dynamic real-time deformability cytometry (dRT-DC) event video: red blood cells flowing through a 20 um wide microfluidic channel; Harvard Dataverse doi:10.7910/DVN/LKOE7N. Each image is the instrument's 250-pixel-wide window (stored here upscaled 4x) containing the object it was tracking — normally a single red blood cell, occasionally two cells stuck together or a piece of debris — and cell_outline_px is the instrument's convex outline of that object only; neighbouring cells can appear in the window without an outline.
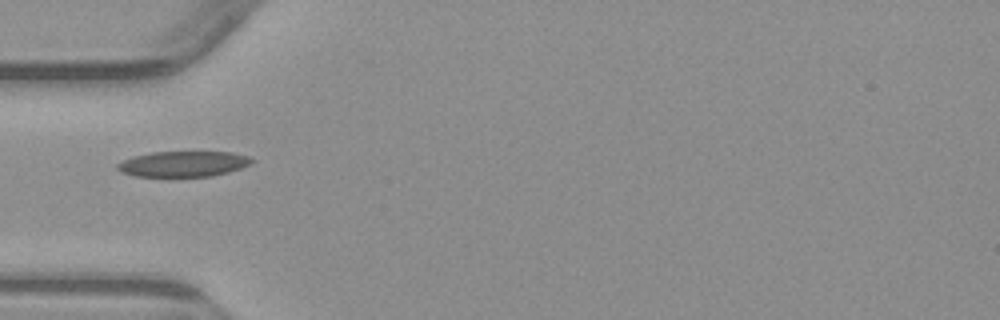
{"species": "common noctule bat (a hibernating species)", "species_latin": "Nyctalus noctula", "temperature_condition": "warm", "stored_images_in_passage": 5, "camera_frame_rate_fps": 3000, "um_per_image_px": 0.085, "animal": {"sex": "male", "body_mass_g": 23.1, "forearm_length_mm": 52.7}, "frame": {"image": 1, "passage_image": 4, "time_ms": 4.667, "image_size_px": [1000, 320], "cell_outline_px": [[256, 160], [252, 164], [228, 172], [212, 176], [136, 176], [124, 172], [116, 168], [116, 164], [132, 156], [152, 152], [232, 152], [248, 156]], "centroid_in_image_um": [15.62, 13.92], "position_along_channel_um": 69.4, "area_um2": 19.94}}
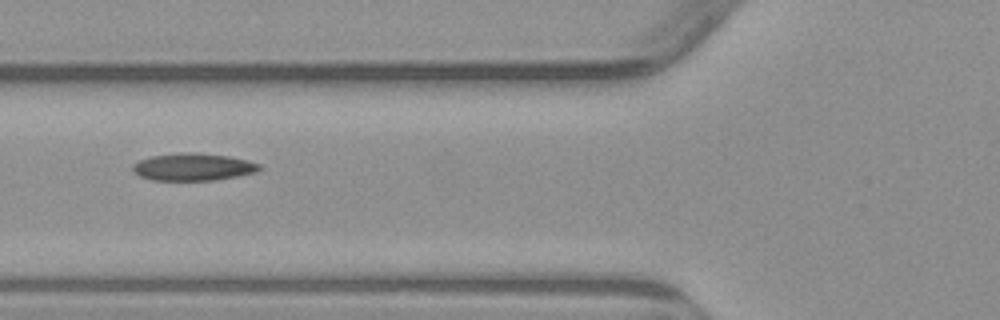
{"frame": {"image": 2, "passage_image": 5, "time_ms": 5.667, "image_size_px": [1000, 320], "cell_outline_px": [[264, 168], [256, 172], [216, 180], [152, 180], [140, 176], [132, 168], [132, 164], [140, 160], [152, 156], [180, 152], [196, 152], [228, 156], [248, 160], [260, 164]], "centroid_in_image_um": [16.45, 14.18], "position_along_channel_um": 109.4, "area_um2": 20.23}}